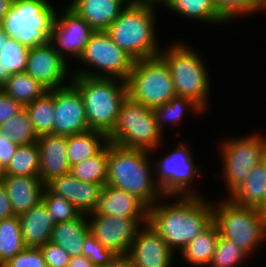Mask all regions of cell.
Returning a JSON list of instances; mask_svg holds the SVG:
<instances>
[{
  "label": "cell",
  "mask_w": 266,
  "mask_h": 267,
  "mask_svg": "<svg viewBox=\"0 0 266 267\" xmlns=\"http://www.w3.org/2000/svg\"><path fill=\"white\" fill-rule=\"evenodd\" d=\"M176 197L174 203L161 204V199H169L164 196L149 207L147 221L173 252L181 251L213 223L214 209L202 195Z\"/></svg>",
  "instance_id": "1"
},
{
  "label": "cell",
  "mask_w": 266,
  "mask_h": 267,
  "mask_svg": "<svg viewBox=\"0 0 266 267\" xmlns=\"http://www.w3.org/2000/svg\"><path fill=\"white\" fill-rule=\"evenodd\" d=\"M158 4L159 0H133L106 30L135 61L157 57L162 50L155 24Z\"/></svg>",
  "instance_id": "2"
},
{
  "label": "cell",
  "mask_w": 266,
  "mask_h": 267,
  "mask_svg": "<svg viewBox=\"0 0 266 267\" xmlns=\"http://www.w3.org/2000/svg\"><path fill=\"white\" fill-rule=\"evenodd\" d=\"M149 153L108 143L106 184L137 196L151 207L164 196L155 182Z\"/></svg>",
  "instance_id": "3"
},
{
  "label": "cell",
  "mask_w": 266,
  "mask_h": 267,
  "mask_svg": "<svg viewBox=\"0 0 266 267\" xmlns=\"http://www.w3.org/2000/svg\"><path fill=\"white\" fill-rule=\"evenodd\" d=\"M71 83L80 92L89 130L107 136L116 125L122 102L127 97V82L116 78L72 75Z\"/></svg>",
  "instance_id": "4"
},
{
  "label": "cell",
  "mask_w": 266,
  "mask_h": 267,
  "mask_svg": "<svg viewBox=\"0 0 266 267\" xmlns=\"http://www.w3.org/2000/svg\"><path fill=\"white\" fill-rule=\"evenodd\" d=\"M166 48H162L158 56L168 66L176 95L193 100L205 111L208 107L210 78L202 56L180 41Z\"/></svg>",
  "instance_id": "5"
},
{
  "label": "cell",
  "mask_w": 266,
  "mask_h": 267,
  "mask_svg": "<svg viewBox=\"0 0 266 267\" xmlns=\"http://www.w3.org/2000/svg\"><path fill=\"white\" fill-rule=\"evenodd\" d=\"M55 15L48 0H13L1 25L10 38L34 48L51 43Z\"/></svg>",
  "instance_id": "6"
},
{
  "label": "cell",
  "mask_w": 266,
  "mask_h": 267,
  "mask_svg": "<svg viewBox=\"0 0 266 267\" xmlns=\"http://www.w3.org/2000/svg\"><path fill=\"white\" fill-rule=\"evenodd\" d=\"M224 199L213 203V222L220 236L234 242L251 256L266 240V211L239 206L229 198Z\"/></svg>",
  "instance_id": "7"
},
{
  "label": "cell",
  "mask_w": 266,
  "mask_h": 267,
  "mask_svg": "<svg viewBox=\"0 0 266 267\" xmlns=\"http://www.w3.org/2000/svg\"><path fill=\"white\" fill-rule=\"evenodd\" d=\"M163 135L153 110L127 96L121 104L116 125L108 135V142L153 152L160 146Z\"/></svg>",
  "instance_id": "8"
},
{
  "label": "cell",
  "mask_w": 266,
  "mask_h": 267,
  "mask_svg": "<svg viewBox=\"0 0 266 267\" xmlns=\"http://www.w3.org/2000/svg\"><path fill=\"white\" fill-rule=\"evenodd\" d=\"M126 82L127 96L150 109L176 95L168 66L159 56L135 61Z\"/></svg>",
  "instance_id": "9"
},
{
  "label": "cell",
  "mask_w": 266,
  "mask_h": 267,
  "mask_svg": "<svg viewBox=\"0 0 266 267\" xmlns=\"http://www.w3.org/2000/svg\"><path fill=\"white\" fill-rule=\"evenodd\" d=\"M77 61L87 64L86 67H92V70L80 68L81 71L78 69L72 75L116 78L123 81H127L135 63L130 55L114 43L106 31H95L91 35Z\"/></svg>",
  "instance_id": "10"
},
{
  "label": "cell",
  "mask_w": 266,
  "mask_h": 267,
  "mask_svg": "<svg viewBox=\"0 0 266 267\" xmlns=\"http://www.w3.org/2000/svg\"><path fill=\"white\" fill-rule=\"evenodd\" d=\"M187 144L179 142L172 152L153 163L154 179L163 196H200L191 188V183L201 174L200 167L196 165Z\"/></svg>",
  "instance_id": "11"
},
{
  "label": "cell",
  "mask_w": 266,
  "mask_h": 267,
  "mask_svg": "<svg viewBox=\"0 0 266 267\" xmlns=\"http://www.w3.org/2000/svg\"><path fill=\"white\" fill-rule=\"evenodd\" d=\"M223 166V179L228 196L247 178L251 169L262 162L266 152V136H249L226 139L220 146Z\"/></svg>",
  "instance_id": "12"
},
{
  "label": "cell",
  "mask_w": 266,
  "mask_h": 267,
  "mask_svg": "<svg viewBox=\"0 0 266 267\" xmlns=\"http://www.w3.org/2000/svg\"><path fill=\"white\" fill-rule=\"evenodd\" d=\"M87 219L90 232L105 248L110 249L117 256H126L128 254L137 231L148 221V217L88 214Z\"/></svg>",
  "instance_id": "13"
},
{
  "label": "cell",
  "mask_w": 266,
  "mask_h": 267,
  "mask_svg": "<svg viewBox=\"0 0 266 267\" xmlns=\"http://www.w3.org/2000/svg\"><path fill=\"white\" fill-rule=\"evenodd\" d=\"M59 13L53 21L51 44L65 60L68 55L78 60L95 30L69 6Z\"/></svg>",
  "instance_id": "14"
},
{
  "label": "cell",
  "mask_w": 266,
  "mask_h": 267,
  "mask_svg": "<svg viewBox=\"0 0 266 267\" xmlns=\"http://www.w3.org/2000/svg\"><path fill=\"white\" fill-rule=\"evenodd\" d=\"M67 61L51 43L30 48L24 72L39 81L48 91L62 88L71 83L72 74L68 72Z\"/></svg>",
  "instance_id": "15"
},
{
  "label": "cell",
  "mask_w": 266,
  "mask_h": 267,
  "mask_svg": "<svg viewBox=\"0 0 266 267\" xmlns=\"http://www.w3.org/2000/svg\"><path fill=\"white\" fill-rule=\"evenodd\" d=\"M54 114L53 135L70 136L89 130L83 98L72 83L54 89Z\"/></svg>",
  "instance_id": "16"
},
{
  "label": "cell",
  "mask_w": 266,
  "mask_h": 267,
  "mask_svg": "<svg viewBox=\"0 0 266 267\" xmlns=\"http://www.w3.org/2000/svg\"><path fill=\"white\" fill-rule=\"evenodd\" d=\"M142 227L126 255L130 267H172L174 252L148 222Z\"/></svg>",
  "instance_id": "17"
},
{
  "label": "cell",
  "mask_w": 266,
  "mask_h": 267,
  "mask_svg": "<svg viewBox=\"0 0 266 267\" xmlns=\"http://www.w3.org/2000/svg\"><path fill=\"white\" fill-rule=\"evenodd\" d=\"M45 187L51 193L68 200L86 215L95 210L103 188L101 184L81 181L71 173L52 179Z\"/></svg>",
  "instance_id": "18"
},
{
  "label": "cell",
  "mask_w": 266,
  "mask_h": 267,
  "mask_svg": "<svg viewBox=\"0 0 266 267\" xmlns=\"http://www.w3.org/2000/svg\"><path fill=\"white\" fill-rule=\"evenodd\" d=\"M36 143L39 148V178L44 185L54 178L70 173L67 136L43 134Z\"/></svg>",
  "instance_id": "19"
},
{
  "label": "cell",
  "mask_w": 266,
  "mask_h": 267,
  "mask_svg": "<svg viewBox=\"0 0 266 267\" xmlns=\"http://www.w3.org/2000/svg\"><path fill=\"white\" fill-rule=\"evenodd\" d=\"M149 207L137 196L105 184L95 210L88 215L148 217Z\"/></svg>",
  "instance_id": "20"
},
{
  "label": "cell",
  "mask_w": 266,
  "mask_h": 267,
  "mask_svg": "<svg viewBox=\"0 0 266 267\" xmlns=\"http://www.w3.org/2000/svg\"><path fill=\"white\" fill-rule=\"evenodd\" d=\"M133 0H71L68 6L95 31H106Z\"/></svg>",
  "instance_id": "21"
},
{
  "label": "cell",
  "mask_w": 266,
  "mask_h": 267,
  "mask_svg": "<svg viewBox=\"0 0 266 267\" xmlns=\"http://www.w3.org/2000/svg\"><path fill=\"white\" fill-rule=\"evenodd\" d=\"M1 183L6 189L15 215L27 212L42 200L45 185L39 176L4 175Z\"/></svg>",
  "instance_id": "22"
},
{
  "label": "cell",
  "mask_w": 266,
  "mask_h": 267,
  "mask_svg": "<svg viewBox=\"0 0 266 267\" xmlns=\"http://www.w3.org/2000/svg\"><path fill=\"white\" fill-rule=\"evenodd\" d=\"M18 217L26 247L40 248L50 241L56 219H52L42 200Z\"/></svg>",
  "instance_id": "23"
},
{
  "label": "cell",
  "mask_w": 266,
  "mask_h": 267,
  "mask_svg": "<svg viewBox=\"0 0 266 267\" xmlns=\"http://www.w3.org/2000/svg\"><path fill=\"white\" fill-rule=\"evenodd\" d=\"M227 198L239 206L266 211V168L263 162L256 165L246 180Z\"/></svg>",
  "instance_id": "24"
},
{
  "label": "cell",
  "mask_w": 266,
  "mask_h": 267,
  "mask_svg": "<svg viewBox=\"0 0 266 267\" xmlns=\"http://www.w3.org/2000/svg\"><path fill=\"white\" fill-rule=\"evenodd\" d=\"M89 232L87 215L82 214L76 220L56 224L52 229L50 241L64 248L72 258L82 255L85 237Z\"/></svg>",
  "instance_id": "25"
},
{
  "label": "cell",
  "mask_w": 266,
  "mask_h": 267,
  "mask_svg": "<svg viewBox=\"0 0 266 267\" xmlns=\"http://www.w3.org/2000/svg\"><path fill=\"white\" fill-rule=\"evenodd\" d=\"M108 136L100 131L88 130L67 136V157L69 165H75L98 154L107 144Z\"/></svg>",
  "instance_id": "26"
},
{
  "label": "cell",
  "mask_w": 266,
  "mask_h": 267,
  "mask_svg": "<svg viewBox=\"0 0 266 267\" xmlns=\"http://www.w3.org/2000/svg\"><path fill=\"white\" fill-rule=\"evenodd\" d=\"M219 236V229L213 222L181 250V256L185 259L184 261L190 265L192 264V266L194 265V267H205L206 265L208 267L215 252Z\"/></svg>",
  "instance_id": "27"
},
{
  "label": "cell",
  "mask_w": 266,
  "mask_h": 267,
  "mask_svg": "<svg viewBox=\"0 0 266 267\" xmlns=\"http://www.w3.org/2000/svg\"><path fill=\"white\" fill-rule=\"evenodd\" d=\"M167 9L177 12L187 19L200 20L211 25L222 24L226 21L219 15L213 0H159Z\"/></svg>",
  "instance_id": "28"
},
{
  "label": "cell",
  "mask_w": 266,
  "mask_h": 267,
  "mask_svg": "<svg viewBox=\"0 0 266 267\" xmlns=\"http://www.w3.org/2000/svg\"><path fill=\"white\" fill-rule=\"evenodd\" d=\"M30 48L22 45L8 35L0 47V87H2L13 73L25 71Z\"/></svg>",
  "instance_id": "29"
},
{
  "label": "cell",
  "mask_w": 266,
  "mask_h": 267,
  "mask_svg": "<svg viewBox=\"0 0 266 267\" xmlns=\"http://www.w3.org/2000/svg\"><path fill=\"white\" fill-rule=\"evenodd\" d=\"M0 90L24 107L48 92L39 81L26 72L13 73Z\"/></svg>",
  "instance_id": "30"
},
{
  "label": "cell",
  "mask_w": 266,
  "mask_h": 267,
  "mask_svg": "<svg viewBox=\"0 0 266 267\" xmlns=\"http://www.w3.org/2000/svg\"><path fill=\"white\" fill-rule=\"evenodd\" d=\"M25 248L19 217L0 220V267Z\"/></svg>",
  "instance_id": "31"
},
{
  "label": "cell",
  "mask_w": 266,
  "mask_h": 267,
  "mask_svg": "<svg viewBox=\"0 0 266 267\" xmlns=\"http://www.w3.org/2000/svg\"><path fill=\"white\" fill-rule=\"evenodd\" d=\"M152 110L158 128L162 133L164 131L163 126H165V122L167 124L172 123L174 126L181 124L185 111L191 110L195 114L204 112V110L193 100L178 95H175L170 101L156 106Z\"/></svg>",
  "instance_id": "32"
},
{
  "label": "cell",
  "mask_w": 266,
  "mask_h": 267,
  "mask_svg": "<svg viewBox=\"0 0 266 267\" xmlns=\"http://www.w3.org/2000/svg\"><path fill=\"white\" fill-rule=\"evenodd\" d=\"M107 168L108 144L93 157L72 165L70 173L81 181L104 186L107 181Z\"/></svg>",
  "instance_id": "33"
},
{
  "label": "cell",
  "mask_w": 266,
  "mask_h": 267,
  "mask_svg": "<svg viewBox=\"0 0 266 267\" xmlns=\"http://www.w3.org/2000/svg\"><path fill=\"white\" fill-rule=\"evenodd\" d=\"M40 161L37 143L19 145L12 156L4 175L39 176Z\"/></svg>",
  "instance_id": "34"
},
{
  "label": "cell",
  "mask_w": 266,
  "mask_h": 267,
  "mask_svg": "<svg viewBox=\"0 0 266 267\" xmlns=\"http://www.w3.org/2000/svg\"><path fill=\"white\" fill-rule=\"evenodd\" d=\"M38 136L53 134L54 124V90L25 106Z\"/></svg>",
  "instance_id": "35"
},
{
  "label": "cell",
  "mask_w": 266,
  "mask_h": 267,
  "mask_svg": "<svg viewBox=\"0 0 266 267\" xmlns=\"http://www.w3.org/2000/svg\"><path fill=\"white\" fill-rule=\"evenodd\" d=\"M0 130L9 133L10 140L18 146L36 143L39 138L25 108L5 123L0 124Z\"/></svg>",
  "instance_id": "36"
},
{
  "label": "cell",
  "mask_w": 266,
  "mask_h": 267,
  "mask_svg": "<svg viewBox=\"0 0 266 267\" xmlns=\"http://www.w3.org/2000/svg\"><path fill=\"white\" fill-rule=\"evenodd\" d=\"M247 257H250V255L245 250L234 242L219 236L208 267H237L241 263L243 264Z\"/></svg>",
  "instance_id": "37"
},
{
  "label": "cell",
  "mask_w": 266,
  "mask_h": 267,
  "mask_svg": "<svg viewBox=\"0 0 266 267\" xmlns=\"http://www.w3.org/2000/svg\"><path fill=\"white\" fill-rule=\"evenodd\" d=\"M213 2L217 12L226 22L238 16L247 17L265 10L263 0H213Z\"/></svg>",
  "instance_id": "38"
},
{
  "label": "cell",
  "mask_w": 266,
  "mask_h": 267,
  "mask_svg": "<svg viewBox=\"0 0 266 267\" xmlns=\"http://www.w3.org/2000/svg\"><path fill=\"white\" fill-rule=\"evenodd\" d=\"M42 201L52 219H56V224L76 220L83 214L68 200L51 193L46 187L43 190Z\"/></svg>",
  "instance_id": "39"
},
{
  "label": "cell",
  "mask_w": 266,
  "mask_h": 267,
  "mask_svg": "<svg viewBox=\"0 0 266 267\" xmlns=\"http://www.w3.org/2000/svg\"><path fill=\"white\" fill-rule=\"evenodd\" d=\"M82 255L87 257L94 266L108 264L117 257L110 249L105 248L91 232L85 237Z\"/></svg>",
  "instance_id": "40"
},
{
  "label": "cell",
  "mask_w": 266,
  "mask_h": 267,
  "mask_svg": "<svg viewBox=\"0 0 266 267\" xmlns=\"http://www.w3.org/2000/svg\"><path fill=\"white\" fill-rule=\"evenodd\" d=\"M2 267H46L40 248L26 247Z\"/></svg>",
  "instance_id": "41"
},
{
  "label": "cell",
  "mask_w": 266,
  "mask_h": 267,
  "mask_svg": "<svg viewBox=\"0 0 266 267\" xmlns=\"http://www.w3.org/2000/svg\"><path fill=\"white\" fill-rule=\"evenodd\" d=\"M46 267H67L70 261L69 253L59 245L48 241L40 247Z\"/></svg>",
  "instance_id": "42"
},
{
  "label": "cell",
  "mask_w": 266,
  "mask_h": 267,
  "mask_svg": "<svg viewBox=\"0 0 266 267\" xmlns=\"http://www.w3.org/2000/svg\"><path fill=\"white\" fill-rule=\"evenodd\" d=\"M25 107L0 90V124L18 114Z\"/></svg>",
  "instance_id": "43"
},
{
  "label": "cell",
  "mask_w": 266,
  "mask_h": 267,
  "mask_svg": "<svg viewBox=\"0 0 266 267\" xmlns=\"http://www.w3.org/2000/svg\"><path fill=\"white\" fill-rule=\"evenodd\" d=\"M9 133L0 130V166L5 169L12 159L18 145L13 143L9 136Z\"/></svg>",
  "instance_id": "44"
},
{
  "label": "cell",
  "mask_w": 266,
  "mask_h": 267,
  "mask_svg": "<svg viewBox=\"0 0 266 267\" xmlns=\"http://www.w3.org/2000/svg\"><path fill=\"white\" fill-rule=\"evenodd\" d=\"M14 215L6 189L3 184L0 183V220L10 218Z\"/></svg>",
  "instance_id": "45"
},
{
  "label": "cell",
  "mask_w": 266,
  "mask_h": 267,
  "mask_svg": "<svg viewBox=\"0 0 266 267\" xmlns=\"http://www.w3.org/2000/svg\"><path fill=\"white\" fill-rule=\"evenodd\" d=\"M67 267H95L94 264L85 256L78 255L70 258Z\"/></svg>",
  "instance_id": "46"
},
{
  "label": "cell",
  "mask_w": 266,
  "mask_h": 267,
  "mask_svg": "<svg viewBox=\"0 0 266 267\" xmlns=\"http://www.w3.org/2000/svg\"><path fill=\"white\" fill-rule=\"evenodd\" d=\"M95 267H130V262L126 256H117L110 263Z\"/></svg>",
  "instance_id": "47"
},
{
  "label": "cell",
  "mask_w": 266,
  "mask_h": 267,
  "mask_svg": "<svg viewBox=\"0 0 266 267\" xmlns=\"http://www.w3.org/2000/svg\"><path fill=\"white\" fill-rule=\"evenodd\" d=\"M12 3L13 0H0V25L2 24L5 15L11 8Z\"/></svg>",
  "instance_id": "48"
},
{
  "label": "cell",
  "mask_w": 266,
  "mask_h": 267,
  "mask_svg": "<svg viewBox=\"0 0 266 267\" xmlns=\"http://www.w3.org/2000/svg\"><path fill=\"white\" fill-rule=\"evenodd\" d=\"M7 36V34L3 31L2 25H0V47L4 42V38Z\"/></svg>",
  "instance_id": "49"
},
{
  "label": "cell",
  "mask_w": 266,
  "mask_h": 267,
  "mask_svg": "<svg viewBox=\"0 0 266 267\" xmlns=\"http://www.w3.org/2000/svg\"><path fill=\"white\" fill-rule=\"evenodd\" d=\"M3 178H4V169L0 166V183Z\"/></svg>",
  "instance_id": "50"
},
{
  "label": "cell",
  "mask_w": 266,
  "mask_h": 267,
  "mask_svg": "<svg viewBox=\"0 0 266 267\" xmlns=\"http://www.w3.org/2000/svg\"><path fill=\"white\" fill-rule=\"evenodd\" d=\"M262 162L264 163V166H265V168H266V152H265V154H264V157H263V159H262Z\"/></svg>",
  "instance_id": "51"
},
{
  "label": "cell",
  "mask_w": 266,
  "mask_h": 267,
  "mask_svg": "<svg viewBox=\"0 0 266 267\" xmlns=\"http://www.w3.org/2000/svg\"><path fill=\"white\" fill-rule=\"evenodd\" d=\"M263 2H264V7H266V0H263Z\"/></svg>",
  "instance_id": "52"
}]
</instances>
